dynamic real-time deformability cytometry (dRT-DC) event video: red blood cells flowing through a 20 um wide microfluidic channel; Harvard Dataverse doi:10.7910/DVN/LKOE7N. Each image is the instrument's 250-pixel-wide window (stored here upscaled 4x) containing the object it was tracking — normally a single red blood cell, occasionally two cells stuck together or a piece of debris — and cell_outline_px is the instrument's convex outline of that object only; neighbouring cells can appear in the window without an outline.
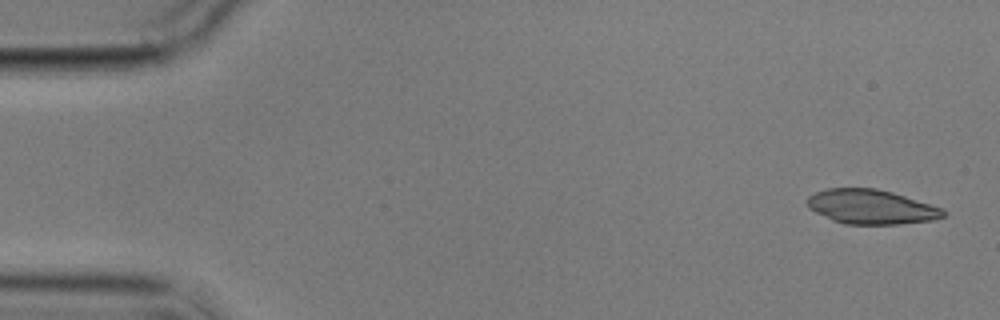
{"species": "common noctule bat (a hibernating species)", "species_latin": "Nyctalus noctula", "temperature_condition": "cold", "stored_images_in_passage": 6, "camera_frame_rate_fps": 3000, "um_per_image_px": 0.085, "animal": {"sex": "male", "body_mass_g": 17.9}, "frame": {"image": 1, "passage_image": 1, "time_ms": 0.0, "image_size_px": [1000, 320], "cell_outline_px": [[948, 212], [944, 216], [932, 220], [896, 224], [844, 224], [832, 220], [808, 208], [808, 196], [816, 192], [828, 188], [876, 188], [892, 192], [944, 208]], "centroid_in_image_um": [74.07, 17.58], "position_along_channel_um": 10.9, "area_um2": 27.28}}